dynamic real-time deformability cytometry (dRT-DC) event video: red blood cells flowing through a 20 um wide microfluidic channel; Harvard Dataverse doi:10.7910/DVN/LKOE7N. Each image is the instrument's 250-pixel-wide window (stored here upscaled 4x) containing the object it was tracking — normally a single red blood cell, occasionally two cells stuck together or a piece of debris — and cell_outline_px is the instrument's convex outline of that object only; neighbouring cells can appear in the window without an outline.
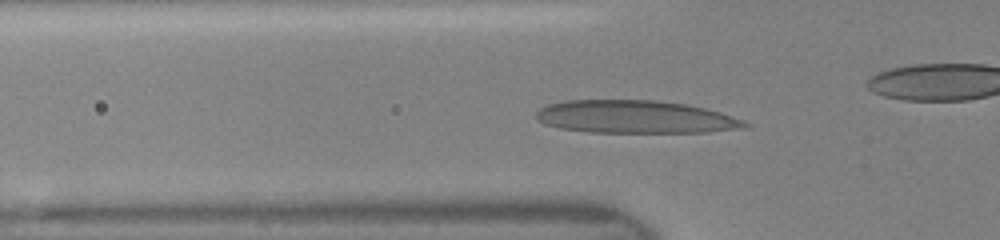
{"species": "human", "species_latin": "Homo sapiens", "temperature_condition": "room temperature", "stored_images_in_passage": 41, "camera_frame_rate_fps": 3000, "um_per_image_px": 0.085, "donor": {"sex": "female"}, "frame": {"image": 1, "passage_image": 16, "time_ms": 5.0, "image_size_px": [1000, 240], "cell_outline_px": [[752, 124], [748, 128], [708, 132], [588, 132], [560, 128], [544, 124], [536, 120], [536, 112], [540, 108], [548, 104], [564, 100], [656, 100], [688, 104], [720, 112], [744, 120]], "centroid_in_image_um": [54.02, 9.93], "position_along_channel_um": 71.8, "area_um2": 40.29}}
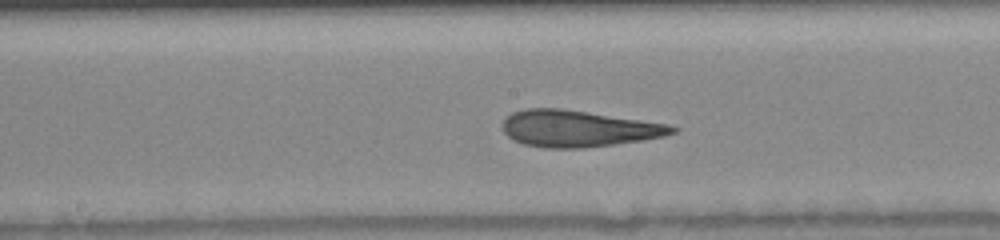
{"frame": {"image": 2, "passage_image": 25, "time_ms": 8.0, "image_size_px": [1000, 240], "cell_outline_px": [[680, 128], [676, 132], [664, 136], [640, 140], [584, 148], [544, 148], [524, 144], [508, 136], [504, 132], [504, 120], [512, 112], [524, 108], [560, 108], [668, 124]], "centroid_in_image_um": [49.14, 10.92], "position_along_channel_um": 199.1, "area_um2": 35.72}}
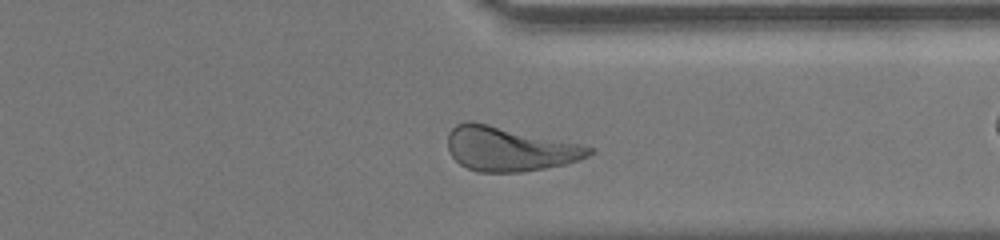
{"frame": {"image": 3, "passage_image": 37, "time_ms": 12.0, "image_size_px": [1000, 240], "cell_outline_px": [[596, 152], [588, 156], [564, 164], [544, 168], [520, 172], [476, 172], [460, 164], [448, 152], [448, 132], [456, 124], [468, 120], [472, 120], [580, 144], [596, 148]], "centroid_in_image_um": [43.27, 12.65], "position_along_channel_um": 368.1, "area_um2": 36.59}}